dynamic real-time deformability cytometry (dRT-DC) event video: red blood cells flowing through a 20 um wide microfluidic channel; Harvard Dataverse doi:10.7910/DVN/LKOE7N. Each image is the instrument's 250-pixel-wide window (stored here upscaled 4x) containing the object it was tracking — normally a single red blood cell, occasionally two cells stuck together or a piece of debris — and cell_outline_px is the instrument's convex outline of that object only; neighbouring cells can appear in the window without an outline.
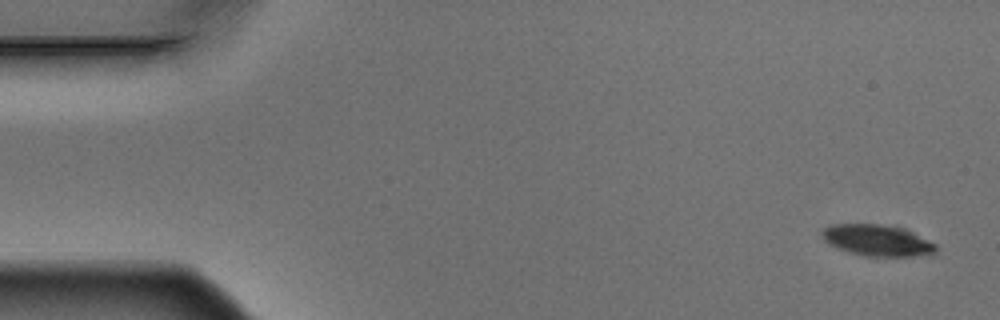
{"species": "Egyptian fruit bat (a non-hibernating species)", "species_latin": "Rousettus aegyptiacus", "temperature_condition": "warm", "stored_images_in_passage": 8, "camera_frame_rate_fps": 3000, "um_per_image_px": 0.085, "animal": {"sex": "male"}, "frame": {"image": 1, "passage_image": 1, "time_ms": 0.0, "image_size_px": [1000, 320], "cell_outline_px": [[936, 256], [864, 256], [848, 252], [828, 244], [824, 240], [820, 232], [828, 224], [880, 224], [900, 228], [928, 240], [936, 244]], "centroid_in_image_um": [74.55, 20.45], "position_along_channel_um": 10.4, "area_um2": 20.87}}
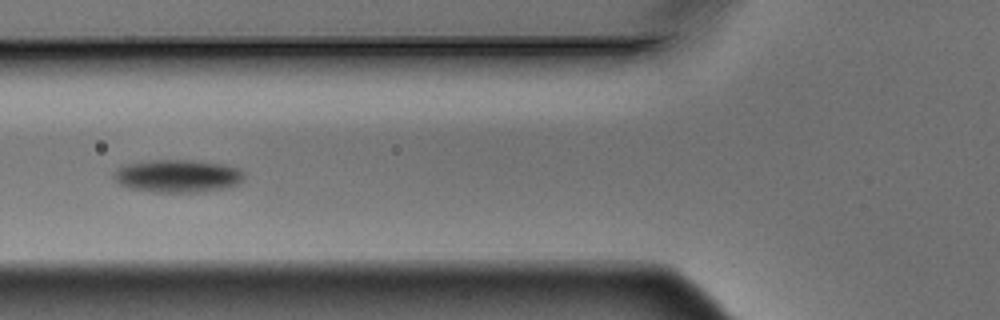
{"frame": {"image": 2, "passage_image": 6, "time_ms": 1.667, "image_size_px": [1000, 320], "cell_outline_px": [[244, 180], [240, 184], [228, 188], [204, 192], [152, 192], [128, 188], [120, 184], [112, 176], [112, 172], [120, 164], [148, 160], [192, 160], [224, 164], [240, 168], [244, 172]], "centroid_in_image_um": [15.1, 14.96], "position_along_channel_um": 110.7, "area_um2": 25.66}}
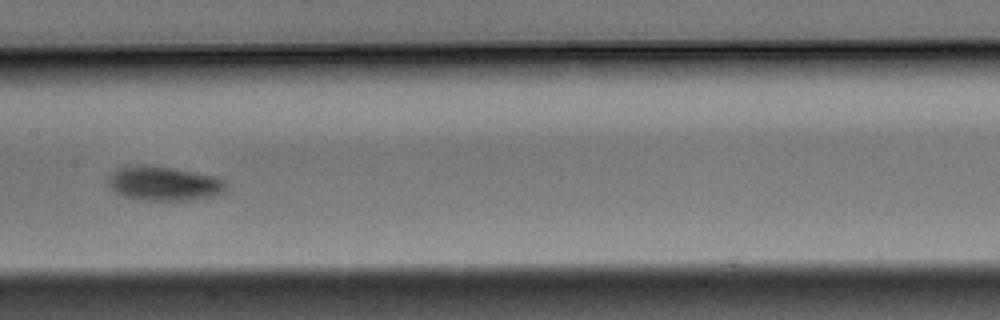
{"frame": {"image": 3, "passage_image": 8, "time_ms": 2.333, "image_size_px": [1000, 320], "cell_outline_px": [[228, 184], [224, 192], [212, 196], [192, 200], [144, 200], [124, 196], [116, 192], [108, 184], [108, 176], [116, 168], [136, 164], [144, 164], [176, 168], [216, 176], [224, 180]], "centroid_in_image_um": [13.94, 15.57], "position_along_channel_um": 193.5, "area_um2": 23.87}}